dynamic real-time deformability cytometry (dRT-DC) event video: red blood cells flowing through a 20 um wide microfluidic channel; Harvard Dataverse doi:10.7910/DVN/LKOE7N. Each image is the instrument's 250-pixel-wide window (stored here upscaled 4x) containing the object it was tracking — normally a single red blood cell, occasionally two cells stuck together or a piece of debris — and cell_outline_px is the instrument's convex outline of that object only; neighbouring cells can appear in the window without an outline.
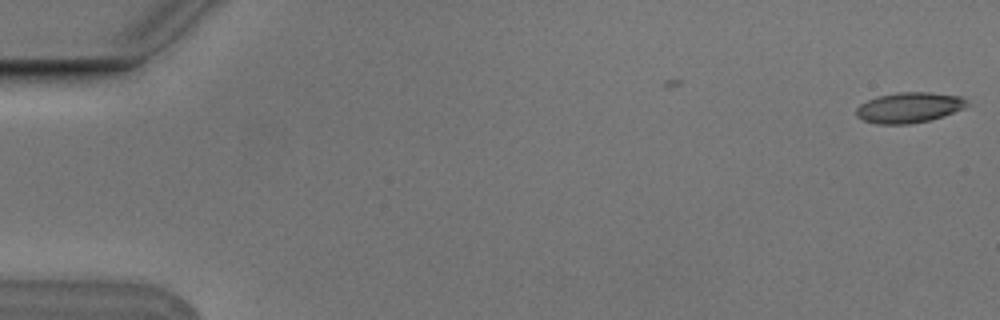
{"species": "Egyptian fruit bat (a non-hibernating species)", "species_latin": "Rousettus aegyptiacus", "temperature_condition": "cold", "stored_images_in_passage": 2, "camera_frame_rate_fps": 3000, "um_per_image_px": 0.085, "animal": {"sex": "male"}, "frame": {"image": 1, "passage_image": 2, "time_ms": 0.333, "image_size_px": [1000, 320], "cell_outline_px": [[972, 104], [964, 108], [944, 116], [928, 120], [908, 124], [876, 124], [864, 120], [856, 116], [856, 108], [860, 104], [876, 96], [896, 92], [932, 92], [964, 96]], "centroid_in_image_um": [77.32, 9.12], "position_along_channel_um": 7.7, "area_um2": 20.0}}